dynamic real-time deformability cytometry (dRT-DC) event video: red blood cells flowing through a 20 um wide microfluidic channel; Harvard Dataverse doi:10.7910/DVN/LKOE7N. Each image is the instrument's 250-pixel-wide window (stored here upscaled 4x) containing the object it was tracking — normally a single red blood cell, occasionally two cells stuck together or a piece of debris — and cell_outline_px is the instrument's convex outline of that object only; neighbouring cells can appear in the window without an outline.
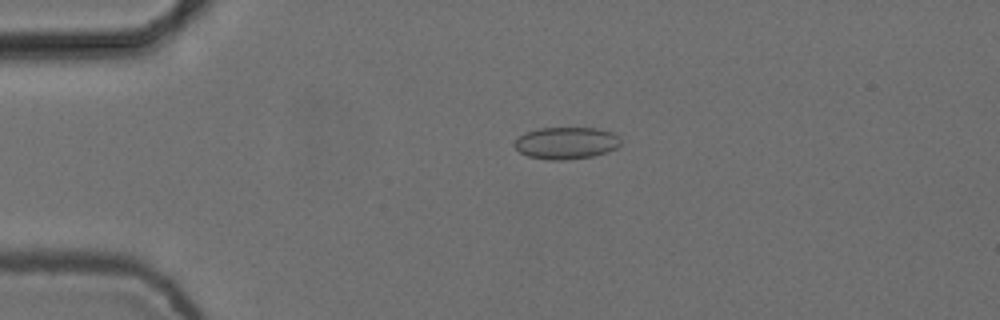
{"species": "common noctule bat (a hibernating species)", "species_latin": "Nyctalus noctula", "temperature_condition": "cold", "stored_images_in_passage": 5, "camera_frame_rate_fps": 3000, "um_per_image_px": 0.085, "animal": {"sex": "female", "body_mass_g": 24.6, "forearm_length_mm": 56.2}, "frame": {"image": 1, "passage_image": 4, "time_ms": 1.0, "image_size_px": [1000, 320], "cell_outline_px": [[620, 144], [616, 148], [608, 152], [592, 156], [564, 160], [548, 160], [528, 156], [520, 152], [512, 144], [520, 136], [528, 132], [540, 128], [596, 128], [612, 132], [620, 140]], "centroid_in_image_um": [48.12, 12.16], "position_along_channel_um": 36.9, "area_um2": 19.65}}
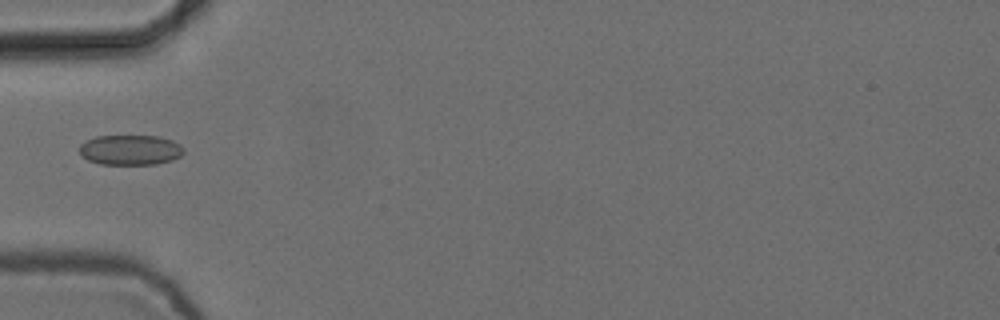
{"frame": {"image": 2, "passage_image": 5, "time_ms": 1.333, "image_size_px": [1000, 320], "cell_outline_px": [[184, 152], [180, 156], [172, 160], [156, 164], [100, 164], [88, 160], [80, 156], [80, 144], [96, 136], [160, 136], [172, 140], [180, 144], [184, 148]], "centroid_in_image_um": [11.09, 12.74], "position_along_channel_um": 73.9, "area_um2": 18.38}}